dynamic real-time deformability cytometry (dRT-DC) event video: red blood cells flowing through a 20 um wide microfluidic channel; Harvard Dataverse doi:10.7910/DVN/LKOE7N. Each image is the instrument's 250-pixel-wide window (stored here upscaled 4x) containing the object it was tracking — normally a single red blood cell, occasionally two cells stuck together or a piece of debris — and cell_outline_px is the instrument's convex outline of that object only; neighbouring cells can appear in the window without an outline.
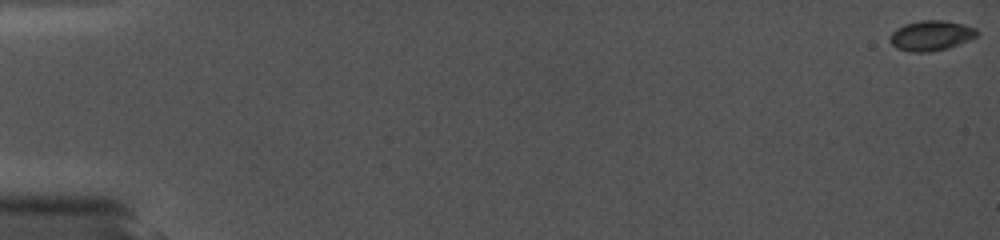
{"species": "common noctule bat (a hibernating species)", "species_latin": "Nyctalus noctula", "temperature_condition": "cold", "stored_images_in_passage": 49, "camera_frame_rate_fps": 5000, "um_per_image_px": 0.085, "animal": {"sex": "female", "body_mass_g": 19.0, "forearm_length_mm": 56.7}, "frame": {"image": 1, "passage_image": 1, "time_ms": 0.0, "image_size_px": [1000, 240], "cell_outline_px": [[980, 32], [976, 36], [968, 40], [948, 48], [928, 52], [912, 52], [896, 48], [888, 40], [892, 32], [896, 28], [904, 24], [920, 20], [944, 20], [964, 24], [976, 28]], "centroid_in_image_um": [79.13, 3.01], "position_along_channel_um": 5.9, "area_um2": 15.37}}
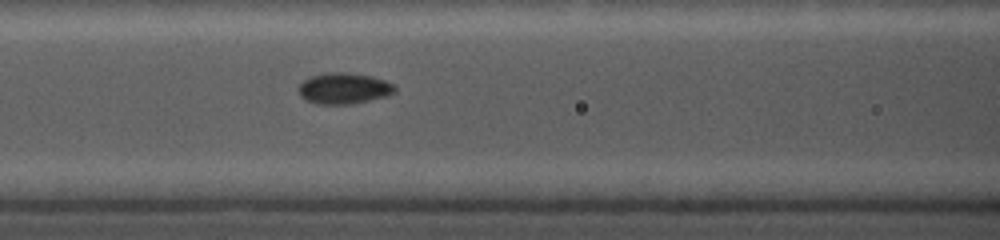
{"frame": {"image": 2, "passage_image": 36, "time_ms": 8.2, "image_size_px": [1000, 240], "cell_outline_px": [[396, 92], [388, 96], [352, 104], [316, 104], [304, 100], [300, 96], [296, 88], [308, 76], [328, 72], [348, 72], [372, 76], [396, 84]], "centroid_in_image_um": [29.22, 7.51], "position_along_channel_um": 137.4, "area_um2": 17.92}}
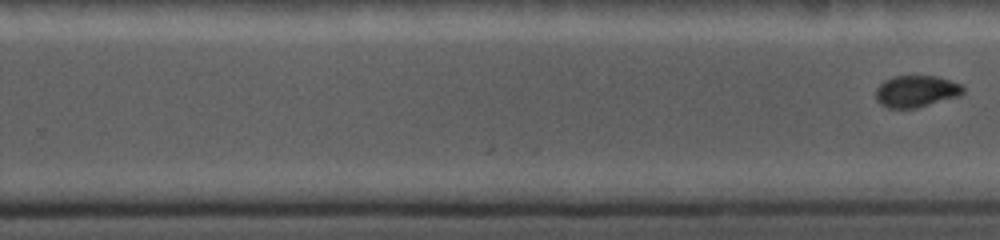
{"frame": {"image": 3, "passage_image": 49, "time_ms": 11.2, "image_size_px": [1000, 240], "cell_outline_px": [[964, 92], [960, 96], [916, 108], [888, 108], [880, 104], [876, 100], [876, 88], [884, 80], [892, 76], [936, 76], [952, 80], [960, 84], [964, 88]], "centroid_in_image_um": [77.88, 7.76], "position_along_channel_um": 251.9, "area_um2": 16.3}}